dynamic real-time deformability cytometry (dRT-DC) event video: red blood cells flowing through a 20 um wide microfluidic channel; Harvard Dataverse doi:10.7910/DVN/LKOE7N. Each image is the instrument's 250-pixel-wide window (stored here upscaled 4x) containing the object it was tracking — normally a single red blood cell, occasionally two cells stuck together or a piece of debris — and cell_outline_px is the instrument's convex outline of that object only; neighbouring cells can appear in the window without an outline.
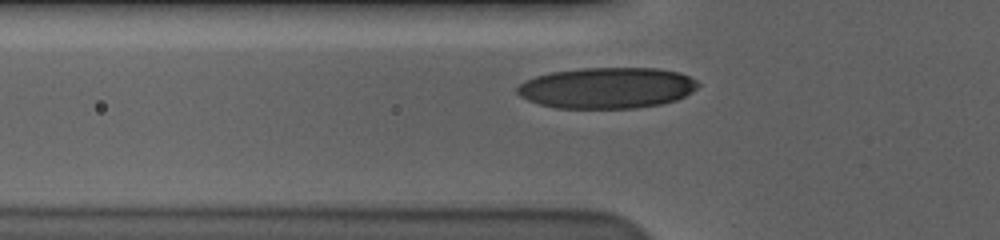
{"species": "human", "species_latin": "Homo sapiens", "temperature_condition": "cold", "stored_images_in_passage": 32, "camera_frame_rate_fps": 3000, "um_per_image_px": 0.085, "donor": {"sex": "male"}, "frame": {"image": 1, "passage_image": 5, "time_ms": 1.333, "image_size_px": [1000, 240], "cell_outline_px": [[700, 84], [692, 92], [676, 100], [660, 104], [636, 108], [556, 108], [540, 104], [528, 100], [520, 96], [516, 92], [516, 88], [520, 84], [536, 76], [552, 72], [584, 68], [656, 68], [680, 72], [696, 80]], "centroid_in_image_um": [51.61, 7.47], "position_along_channel_um": 74.2, "area_um2": 43.12}}
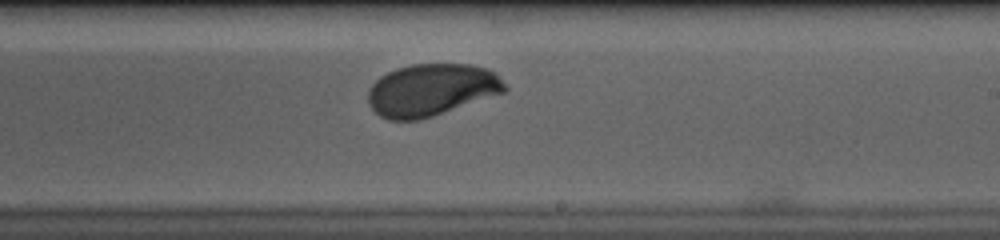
{"frame": {"image": 2, "passage_image": 20, "time_ms": 6.333, "image_size_px": [1000, 240], "cell_outline_px": [[508, 88], [504, 92], [420, 120], [388, 120], [380, 116], [368, 104], [368, 92], [372, 84], [380, 76], [396, 68], [412, 64], [468, 64], [488, 68], [496, 72]], "centroid_in_image_um": [36.66, 7.63], "position_along_channel_um": 252.3, "area_um2": 41.5}}
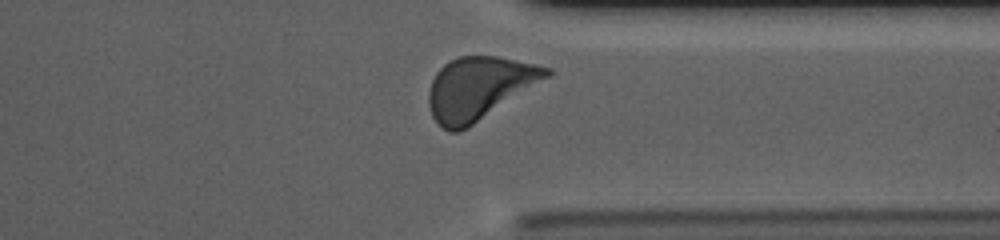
{"frame": {"image": 3, "passage_image": 30, "time_ms": 9.667, "image_size_px": [1000, 240], "cell_outline_px": [[552, 72], [548, 76], [468, 128], [460, 132], [448, 132], [432, 116], [428, 104], [428, 92], [432, 80], [436, 72], [448, 60], [460, 56], [496, 56], [536, 64], [552, 68]], "centroid_in_image_um": [40.67, 7.49], "position_along_channel_um": 370.7, "area_um2": 42.6}, "authors_computed_cell_mechanics": {"area_um2": 41.6738, "velocity_mm_per_s": 3.5578, "shape_relaxation_time_tau1_ms": 3.1365, "shape_relaxation_time_tau2_ms": null, "deformation_change_tau1": 0.147, "deformation_change_tau2": null}}